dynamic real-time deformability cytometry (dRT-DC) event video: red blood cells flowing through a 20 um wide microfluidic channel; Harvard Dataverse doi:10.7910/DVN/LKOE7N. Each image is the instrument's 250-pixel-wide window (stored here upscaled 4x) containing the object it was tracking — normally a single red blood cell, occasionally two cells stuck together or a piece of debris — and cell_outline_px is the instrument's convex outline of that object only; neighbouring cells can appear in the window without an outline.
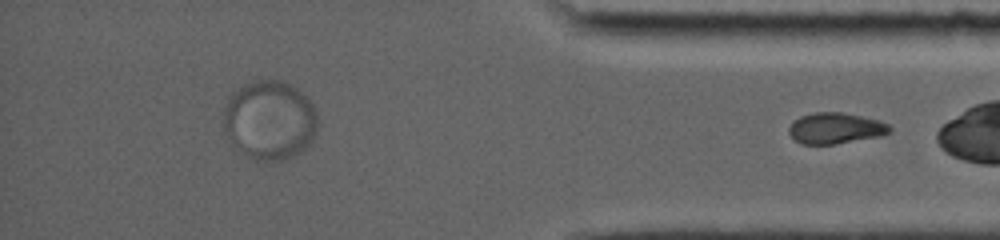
{"species": "common noctule bat (a hibernating species)", "species_latin": "Nyctalus noctula", "temperature_condition": "room temperature", "stored_images_in_passage": 34, "camera_frame_rate_fps": 5000, "um_per_image_px": 0.085, "animal": {"sex": "female", "body_mass_g": 19.0, "forearm_length_mm": 56.7}, "frame": {"image": 1, "passage_image": 34, "time_ms": 15.2, "image_size_px": [1000, 240], "cell_outline_px": [[892, 132], [880, 136], [836, 144], [800, 144], [788, 132], [788, 128], [800, 116], [812, 112], [844, 112], [880, 120], [888, 124], [892, 128]], "centroid_in_image_um": [71.05, 10.89], "position_along_channel_um": 364.1, "area_um2": 18.32}}